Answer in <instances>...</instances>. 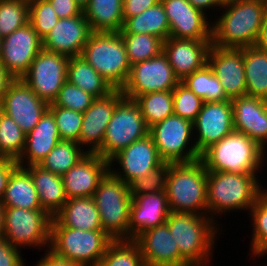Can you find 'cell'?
Listing matches in <instances>:
<instances>
[{
	"instance_id": "6da1fadb",
	"label": "cell",
	"mask_w": 267,
	"mask_h": 266,
	"mask_svg": "<svg viewBox=\"0 0 267 266\" xmlns=\"http://www.w3.org/2000/svg\"><path fill=\"white\" fill-rule=\"evenodd\" d=\"M212 22V45L241 49L254 46L267 11L262 0H226Z\"/></svg>"
},
{
	"instance_id": "7a4b0ae2",
	"label": "cell",
	"mask_w": 267,
	"mask_h": 266,
	"mask_svg": "<svg viewBox=\"0 0 267 266\" xmlns=\"http://www.w3.org/2000/svg\"><path fill=\"white\" fill-rule=\"evenodd\" d=\"M265 190L254 174L207 171V212L217 222V214L250 211Z\"/></svg>"
},
{
	"instance_id": "3957f363",
	"label": "cell",
	"mask_w": 267,
	"mask_h": 266,
	"mask_svg": "<svg viewBox=\"0 0 267 266\" xmlns=\"http://www.w3.org/2000/svg\"><path fill=\"white\" fill-rule=\"evenodd\" d=\"M209 215L170 212L167 225L180 255L191 266L211 262L219 227Z\"/></svg>"
},
{
	"instance_id": "277c9868",
	"label": "cell",
	"mask_w": 267,
	"mask_h": 266,
	"mask_svg": "<svg viewBox=\"0 0 267 266\" xmlns=\"http://www.w3.org/2000/svg\"><path fill=\"white\" fill-rule=\"evenodd\" d=\"M266 150L242 132L232 131L200 156L207 171L254 174L258 177Z\"/></svg>"
},
{
	"instance_id": "5b68a950",
	"label": "cell",
	"mask_w": 267,
	"mask_h": 266,
	"mask_svg": "<svg viewBox=\"0 0 267 266\" xmlns=\"http://www.w3.org/2000/svg\"><path fill=\"white\" fill-rule=\"evenodd\" d=\"M165 192L170 211L209 215L207 169L200 159L189 163H171Z\"/></svg>"
},
{
	"instance_id": "8992f818",
	"label": "cell",
	"mask_w": 267,
	"mask_h": 266,
	"mask_svg": "<svg viewBox=\"0 0 267 266\" xmlns=\"http://www.w3.org/2000/svg\"><path fill=\"white\" fill-rule=\"evenodd\" d=\"M81 56L115 89L126 83L131 64L120 32H92Z\"/></svg>"
},
{
	"instance_id": "52a82bcc",
	"label": "cell",
	"mask_w": 267,
	"mask_h": 266,
	"mask_svg": "<svg viewBox=\"0 0 267 266\" xmlns=\"http://www.w3.org/2000/svg\"><path fill=\"white\" fill-rule=\"evenodd\" d=\"M92 198L100 214L103 231L113 240L129 239L132 197L128 184L109 170Z\"/></svg>"
},
{
	"instance_id": "ba28073f",
	"label": "cell",
	"mask_w": 267,
	"mask_h": 266,
	"mask_svg": "<svg viewBox=\"0 0 267 266\" xmlns=\"http://www.w3.org/2000/svg\"><path fill=\"white\" fill-rule=\"evenodd\" d=\"M112 241L103 230L51 226L49 250L82 266H97Z\"/></svg>"
},
{
	"instance_id": "9c48e42d",
	"label": "cell",
	"mask_w": 267,
	"mask_h": 266,
	"mask_svg": "<svg viewBox=\"0 0 267 266\" xmlns=\"http://www.w3.org/2000/svg\"><path fill=\"white\" fill-rule=\"evenodd\" d=\"M193 134V122L174 114L149 127V135L160 158L168 163H189L200 159L196 144L192 142Z\"/></svg>"
},
{
	"instance_id": "30bf717a",
	"label": "cell",
	"mask_w": 267,
	"mask_h": 266,
	"mask_svg": "<svg viewBox=\"0 0 267 266\" xmlns=\"http://www.w3.org/2000/svg\"><path fill=\"white\" fill-rule=\"evenodd\" d=\"M149 127L133 99L125 96L117 103L107 125L101 149L96 153L107 161L129 146L146 137Z\"/></svg>"
},
{
	"instance_id": "8fae6325",
	"label": "cell",
	"mask_w": 267,
	"mask_h": 266,
	"mask_svg": "<svg viewBox=\"0 0 267 266\" xmlns=\"http://www.w3.org/2000/svg\"><path fill=\"white\" fill-rule=\"evenodd\" d=\"M52 217L44 210L4 209V237L14 247H50Z\"/></svg>"
},
{
	"instance_id": "7c38bea8",
	"label": "cell",
	"mask_w": 267,
	"mask_h": 266,
	"mask_svg": "<svg viewBox=\"0 0 267 266\" xmlns=\"http://www.w3.org/2000/svg\"><path fill=\"white\" fill-rule=\"evenodd\" d=\"M69 57L42 49L21 79L43 101L51 104L67 81Z\"/></svg>"
},
{
	"instance_id": "4fadbf2b",
	"label": "cell",
	"mask_w": 267,
	"mask_h": 266,
	"mask_svg": "<svg viewBox=\"0 0 267 266\" xmlns=\"http://www.w3.org/2000/svg\"><path fill=\"white\" fill-rule=\"evenodd\" d=\"M180 80L162 52L149 60L131 65L128 79L121 88L129 99L157 91L173 90Z\"/></svg>"
},
{
	"instance_id": "5bb4252c",
	"label": "cell",
	"mask_w": 267,
	"mask_h": 266,
	"mask_svg": "<svg viewBox=\"0 0 267 266\" xmlns=\"http://www.w3.org/2000/svg\"><path fill=\"white\" fill-rule=\"evenodd\" d=\"M49 104L40 99L21 79H13L1 99L2 112L10 116L27 135L48 110Z\"/></svg>"
},
{
	"instance_id": "9a60e30c",
	"label": "cell",
	"mask_w": 267,
	"mask_h": 266,
	"mask_svg": "<svg viewBox=\"0 0 267 266\" xmlns=\"http://www.w3.org/2000/svg\"><path fill=\"white\" fill-rule=\"evenodd\" d=\"M193 131L195 136L193 141L200 155L234 131L231 100L203 102L199 114L193 121Z\"/></svg>"
},
{
	"instance_id": "2e32d148",
	"label": "cell",
	"mask_w": 267,
	"mask_h": 266,
	"mask_svg": "<svg viewBox=\"0 0 267 266\" xmlns=\"http://www.w3.org/2000/svg\"><path fill=\"white\" fill-rule=\"evenodd\" d=\"M43 49L42 39L30 23L3 37L0 62L14 78H21Z\"/></svg>"
},
{
	"instance_id": "e0dca14e",
	"label": "cell",
	"mask_w": 267,
	"mask_h": 266,
	"mask_svg": "<svg viewBox=\"0 0 267 266\" xmlns=\"http://www.w3.org/2000/svg\"><path fill=\"white\" fill-rule=\"evenodd\" d=\"M163 162L149 134L131 143L109 161L110 171L127 184L134 179L149 174ZM113 163L115 165L119 163L120 166L114 169Z\"/></svg>"
},
{
	"instance_id": "ac0fdd59",
	"label": "cell",
	"mask_w": 267,
	"mask_h": 266,
	"mask_svg": "<svg viewBox=\"0 0 267 266\" xmlns=\"http://www.w3.org/2000/svg\"><path fill=\"white\" fill-rule=\"evenodd\" d=\"M160 1L169 21V37L212 40V23L207 14L196 9L188 0Z\"/></svg>"
},
{
	"instance_id": "d6986e66",
	"label": "cell",
	"mask_w": 267,
	"mask_h": 266,
	"mask_svg": "<svg viewBox=\"0 0 267 266\" xmlns=\"http://www.w3.org/2000/svg\"><path fill=\"white\" fill-rule=\"evenodd\" d=\"M124 97L121 89H114L108 95L95 98L92 105L83 113L78 144L87 153H97L103 144L117 103ZM85 145V147H83Z\"/></svg>"
},
{
	"instance_id": "ffe728a7",
	"label": "cell",
	"mask_w": 267,
	"mask_h": 266,
	"mask_svg": "<svg viewBox=\"0 0 267 266\" xmlns=\"http://www.w3.org/2000/svg\"><path fill=\"white\" fill-rule=\"evenodd\" d=\"M134 241L146 266H191L180 255L166 222L140 233Z\"/></svg>"
},
{
	"instance_id": "44dd1931",
	"label": "cell",
	"mask_w": 267,
	"mask_h": 266,
	"mask_svg": "<svg viewBox=\"0 0 267 266\" xmlns=\"http://www.w3.org/2000/svg\"><path fill=\"white\" fill-rule=\"evenodd\" d=\"M208 65L220 80L230 100L246 95L243 48H221L212 45L208 53Z\"/></svg>"
},
{
	"instance_id": "7402d4cb",
	"label": "cell",
	"mask_w": 267,
	"mask_h": 266,
	"mask_svg": "<svg viewBox=\"0 0 267 266\" xmlns=\"http://www.w3.org/2000/svg\"><path fill=\"white\" fill-rule=\"evenodd\" d=\"M91 33V27L84 13L74 17L60 18L42 40L43 49L69 58L81 56Z\"/></svg>"
},
{
	"instance_id": "603a6c76",
	"label": "cell",
	"mask_w": 267,
	"mask_h": 266,
	"mask_svg": "<svg viewBox=\"0 0 267 266\" xmlns=\"http://www.w3.org/2000/svg\"><path fill=\"white\" fill-rule=\"evenodd\" d=\"M109 170V161L96 153H87L62 175L66 198L93 197L94 191Z\"/></svg>"
},
{
	"instance_id": "cb8c5ba5",
	"label": "cell",
	"mask_w": 267,
	"mask_h": 266,
	"mask_svg": "<svg viewBox=\"0 0 267 266\" xmlns=\"http://www.w3.org/2000/svg\"><path fill=\"white\" fill-rule=\"evenodd\" d=\"M212 40L176 39L163 41V53L173 68L175 76L182 81L186 76L208 63Z\"/></svg>"
},
{
	"instance_id": "d4e9b609",
	"label": "cell",
	"mask_w": 267,
	"mask_h": 266,
	"mask_svg": "<svg viewBox=\"0 0 267 266\" xmlns=\"http://www.w3.org/2000/svg\"><path fill=\"white\" fill-rule=\"evenodd\" d=\"M231 102L234 130L247 135L265 150L267 143V100L244 95L232 99Z\"/></svg>"
},
{
	"instance_id": "484cf974",
	"label": "cell",
	"mask_w": 267,
	"mask_h": 266,
	"mask_svg": "<svg viewBox=\"0 0 267 266\" xmlns=\"http://www.w3.org/2000/svg\"><path fill=\"white\" fill-rule=\"evenodd\" d=\"M165 191L139 195L132 198L130 207L129 239L164 224L170 214Z\"/></svg>"
},
{
	"instance_id": "4316f807",
	"label": "cell",
	"mask_w": 267,
	"mask_h": 266,
	"mask_svg": "<svg viewBox=\"0 0 267 266\" xmlns=\"http://www.w3.org/2000/svg\"><path fill=\"white\" fill-rule=\"evenodd\" d=\"M59 141L61 138L55 118L47 110L33 130L26 135L23 152L17 160L19 166L39 165Z\"/></svg>"
},
{
	"instance_id": "83f0119b",
	"label": "cell",
	"mask_w": 267,
	"mask_h": 266,
	"mask_svg": "<svg viewBox=\"0 0 267 266\" xmlns=\"http://www.w3.org/2000/svg\"><path fill=\"white\" fill-rule=\"evenodd\" d=\"M51 226L103 230L100 214L92 197L67 199L64 206L53 216Z\"/></svg>"
},
{
	"instance_id": "f1b7e54d",
	"label": "cell",
	"mask_w": 267,
	"mask_h": 266,
	"mask_svg": "<svg viewBox=\"0 0 267 266\" xmlns=\"http://www.w3.org/2000/svg\"><path fill=\"white\" fill-rule=\"evenodd\" d=\"M24 168L33 179L42 210L53 218L67 202L62 176L56 175L40 165H31Z\"/></svg>"
},
{
	"instance_id": "f546056e",
	"label": "cell",
	"mask_w": 267,
	"mask_h": 266,
	"mask_svg": "<svg viewBox=\"0 0 267 266\" xmlns=\"http://www.w3.org/2000/svg\"><path fill=\"white\" fill-rule=\"evenodd\" d=\"M2 203L5 207L42 210L30 173L18 166L10 175Z\"/></svg>"
},
{
	"instance_id": "4dcf8cb0",
	"label": "cell",
	"mask_w": 267,
	"mask_h": 266,
	"mask_svg": "<svg viewBox=\"0 0 267 266\" xmlns=\"http://www.w3.org/2000/svg\"><path fill=\"white\" fill-rule=\"evenodd\" d=\"M83 13L92 32H120L123 26V0H90Z\"/></svg>"
},
{
	"instance_id": "1f68e13d",
	"label": "cell",
	"mask_w": 267,
	"mask_h": 266,
	"mask_svg": "<svg viewBox=\"0 0 267 266\" xmlns=\"http://www.w3.org/2000/svg\"><path fill=\"white\" fill-rule=\"evenodd\" d=\"M67 80L95 98L106 96L115 89L82 56L69 58Z\"/></svg>"
},
{
	"instance_id": "d6a6232c",
	"label": "cell",
	"mask_w": 267,
	"mask_h": 266,
	"mask_svg": "<svg viewBox=\"0 0 267 266\" xmlns=\"http://www.w3.org/2000/svg\"><path fill=\"white\" fill-rule=\"evenodd\" d=\"M120 33H145L167 40L170 27L161 1L139 15L124 19Z\"/></svg>"
},
{
	"instance_id": "836d02e7",
	"label": "cell",
	"mask_w": 267,
	"mask_h": 266,
	"mask_svg": "<svg viewBox=\"0 0 267 266\" xmlns=\"http://www.w3.org/2000/svg\"><path fill=\"white\" fill-rule=\"evenodd\" d=\"M246 95L267 100V52L255 46L243 48Z\"/></svg>"
},
{
	"instance_id": "e575fe53",
	"label": "cell",
	"mask_w": 267,
	"mask_h": 266,
	"mask_svg": "<svg viewBox=\"0 0 267 266\" xmlns=\"http://www.w3.org/2000/svg\"><path fill=\"white\" fill-rule=\"evenodd\" d=\"M203 102H223L230 100L225 93L220 80L215 76L208 63L201 69L186 76L181 81Z\"/></svg>"
},
{
	"instance_id": "d590c367",
	"label": "cell",
	"mask_w": 267,
	"mask_h": 266,
	"mask_svg": "<svg viewBox=\"0 0 267 266\" xmlns=\"http://www.w3.org/2000/svg\"><path fill=\"white\" fill-rule=\"evenodd\" d=\"M81 148L78 142L61 140L39 165L56 175L62 176L87 154Z\"/></svg>"
},
{
	"instance_id": "8d00e7d4",
	"label": "cell",
	"mask_w": 267,
	"mask_h": 266,
	"mask_svg": "<svg viewBox=\"0 0 267 266\" xmlns=\"http://www.w3.org/2000/svg\"><path fill=\"white\" fill-rule=\"evenodd\" d=\"M134 101L148 127L173 115V90L157 91L137 96Z\"/></svg>"
},
{
	"instance_id": "74e56055",
	"label": "cell",
	"mask_w": 267,
	"mask_h": 266,
	"mask_svg": "<svg viewBox=\"0 0 267 266\" xmlns=\"http://www.w3.org/2000/svg\"><path fill=\"white\" fill-rule=\"evenodd\" d=\"M131 65L149 60L163 52V40L155 35L121 33Z\"/></svg>"
},
{
	"instance_id": "f35d334b",
	"label": "cell",
	"mask_w": 267,
	"mask_h": 266,
	"mask_svg": "<svg viewBox=\"0 0 267 266\" xmlns=\"http://www.w3.org/2000/svg\"><path fill=\"white\" fill-rule=\"evenodd\" d=\"M97 266H146L138 244L132 239L113 240Z\"/></svg>"
},
{
	"instance_id": "ab89813d",
	"label": "cell",
	"mask_w": 267,
	"mask_h": 266,
	"mask_svg": "<svg viewBox=\"0 0 267 266\" xmlns=\"http://www.w3.org/2000/svg\"><path fill=\"white\" fill-rule=\"evenodd\" d=\"M26 134L7 114L0 113V157L18 160L23 152Z\"/></svg>"
},
{
	"instance_id": "60d3db41",
	"label": "cell",
	"mask_w": 267,
	"mask_h": 266,
	"mask_svg": "<svg viewBox=\"0 0 267 266\" xmlns=\"http://www.w3.org/2000/svg\"><path fill=\"white\" fill-rule=\"evenodd\" d=\"M248 215H251L253 227L250 255L260 259L267 255V189L260 195Z\"/></svg>"
},
{
	"instance_id": "b9f144b4",
	"label": "cell",
	"mask_w": 267,
	"mask_h": 266,
	"mask_svg": "<svg viewBox=\"0 0 267 266\" xmlns=\"http://www.w3.org/2000/svg\"><path fill=\"white\" fill-rule=\"evenodd\" d=\"M29 23V4L19 0H0V36L10 35Z\"/></svg>"
},
{
	"instance_id": "7bdbcfd3",
	"label": "cell",
	"mask_w": 267,
	"mask_h": 266,
	"mask_svg": "<svg viewBox=\"0 0 267 266\" xmlns=\"http://www.w3.org/2000/svg\"><path fill=\"white\" fill-rule=\"evenodd\" d=\"M48 110L55 118L61 140L78 142L83 122V113L56 105H49Z\"/></svg>"
},
{
	"instance_id": "ee69618b",
	"label": "cell",
	"mask_w": 267,
	"mask_h": 266,
	"mask_svg": "<svg viewBox=\"0 0 267 266\" xmlns=\"http://www.w3.org/2000/svg\"><path fill=\"white\" fill-rule=\"evenodd\" d=\"M170 167L171 163L163 162L149 174L132 180L128 184L131 197L165 191Z\"/></svg>"
},
{
	"instance_id": "f6af8a7d",
	"label": "cell",
	"mask_w": 267,
	"mask_h": 266,
	"mask_svg": "<svg viewBox=\"0 0 267 266\" xmlns=\"http://www.w3.org/2000/svg\"><path fill=\"white\" fill-rule=\"evenodd\" d=\"M203 100L181 81L173 89V113L181 118L194 121L199 114Z\"/></svg>"
},
{
	"instance_id": "bcb514c9",
	"label": "cell",
	"mask_w": 267,
	"mask_h": 266,
	"mask_svg": "<svg viewBox=\"0 0 267 266\" xmlns=\"http://www.w3.org/2000/svg\"><path fill=\"white\" fill-rule=\"evenodd\" d=\"M59 19L48 0H37L29 4V23L42 40Z\"/></svg>"
},
{
	"instance_id": "7dc6e473",
	"label": "cell",
	"mask_w": 267,
	"mask_h": 266,
	"mask_svg": "<svg viewBox=\"0 0 267 266\" xmlns=\"http://www.w3.org/2000/svg\"><path fill=\"white\" fill-rule=\"evenodd\" d=\"M95 97L68 80L60 89L56 99L49 105H56L84 113L93 103Z\"/></svg>"
},
{
	"instance_id": "c3c4849f",
	"label": "cell",
	"mask_w": 267,
	"mask_h": 266,
	"mask_svg": "<svg viewBox=\"0 0 267 266\" xmlns=\"http://www.w3.org/2000/svg\"><path fill=\"white\" fill-rule=\"evenodd\" d=\"M10 244L6 238L0 237V266H25L21 250Z\"/></svg>"
},
{
	"instance_id": "681fc988",
	"label": "cell",
	"mask_w": 267,
	"mask_h": 266,
	"mask_svg": "<svg viewBox=\"0 0 267 266\" xmlns=\"http://www.w3.org/2000/svg\"><path fill=\"white\" fill-rule=\"evenodd\" d=\"M59 18L81 15L83 8L75 0H48Z\"/></svg>"
},
{
	"instance_id": "f907efd6",
	"label": "cell",
	"mask_w": 267,
	"mask_h": 266,
	"mask_svg": "<svg viewBox=\"0 0 267 266\" xmlns=\"http://www.w3.org/2000/svg\"><path fill=\"white\" fill-rule=\"evenodd\" d=\"M158 2L160 0H123V17L128 19L139 15Z\"/></svg>"
},
{
	"instance_id": "816d5d0a",
	"label": "cell",
	"mask_w": 267,
	"mask_h": 266,
	"mask_svg": "<svg viewBox=\"0 0 267 266\" xmlns=\"http://www.w3.org/2000/svg\"><path fill=\"white\" fill-rule=\"evenodd\" d=\"M18 166L16 160L3 158L0 160V202H2L10 175Z\"/></svg>"
},
{
	"instance_id": "f5cc1de1",
	"label": "cell",
	"mask_w": 267,
	"mask_h": 266,
	"mask_svg": "<svg viewBox=\"0 0 267 266\" xmlns=\"http://www.w3.org/2000/svg\"><path fill=\"white\" fill-rule=\"evenodd\" d=\"M47 250V251H46ZM44 256L37 262L35 266H82L68 259L55 255L51 250L46 249Z\"/></svg>"
},
{
	"instance_id": "db71d44e",
	"label": "cell",
	"mask_w": 267,
	"mask_h": 266,
	"mask_svg": "<svg viewBox=\"0 0 267 266\" xmlns=\"http://www.w3.org/2000/svg\"><path fill=\"white\" fill-rule=\"evenodd\" d=\"M190 2V4H192L196 9L202 11L204 14H206L205 12H207V9H221V7L224 5V3L226 2V0H188ZM218 7V8H216Z\"/></svg>"
},
{
	"instance_id": "11a10c76",
	"label": "cell",
	"mask_w": 267,
	"mask_h": 266,
	"mask_svg": "<svg viewBox=\"0 0 267 266\" xmlns=\"http://www.w3.org/2000/svg\"><path fill=\"white\" fill-rule=\"evenodd\" d=\"M254 46L258 48L259 50L267 52V11L264 16V19L261 25V30L259 32L258 38Z\"/></svg>"
},
{
	"instance_id": "9f6ffc18",
	"label": "cell",
	"mask_w": 267,
	"mask_h": 266,
	"mask_svg": "<svg viewBox=\"0 0 267 266\" xmlns=\"http://www.w3.org/2000/svg\"><path fill=\"white\" fill-rule=\"evenodd\" d=\"M14 78L5 70L0 62V101L7 89V86Z\"/></svg>"
},
{
	"instance_id": "6f0895ef",
	"label": "cell",
	"mask_w": 267,
	"mask_h": 266,
	"mask_svg": "<svg viewBox=\"0 0 267 266\" xmlns=\"http://www.w3.org/2000/svg\"><path fill=\"white\" fill-rule=\"evenodd\" d=\"M4 209L5 206L0 202V237L4 236Z\"/></svg>"
},
{
	"instance_id": "680465c9",
	"label": "cell",
	"mask_w": 267,
	"mask_h": 266,
	"mask_svg": "<svg viewBox=\"0 0 267 266\" xmlns=\"http://www.w3.org/2000/svg\"><path fill=\"white\" fill-rule=\"evenodd\" d=\"M83 9L90 0H75Z\"/></svg>"
},
{
	"instance_id": "91938a15",
	"label": "cell",
	"mask_w": 267,
	"mask_h": 266,
	"mask_svg": "<svg viewBox=\"0 0 267 266\" xmlns=\"http://www.w3.org/2000/svg\"><path fill=\"white\" fill-rule=\"evenodd\" d=\"M2 42H3V38L0 36V57H1V51H2Z\"/></svg>"
},
{
	"instance_id": "94428289",
	"label": "cell",
	"mask_w": 267,
	"mask_h": 266,
	"mask_svg": "<svg viewBox=\"0 0 267 266\" xmlns=\"http://www.w3.org/2000/svg\"><path fill=\"white\" fill-rule=\"evenodd\" d=\"M19 1H22V2L30 4L31 2H34V1H37V0H19Z\"/></svg>"
}]
</instances>
